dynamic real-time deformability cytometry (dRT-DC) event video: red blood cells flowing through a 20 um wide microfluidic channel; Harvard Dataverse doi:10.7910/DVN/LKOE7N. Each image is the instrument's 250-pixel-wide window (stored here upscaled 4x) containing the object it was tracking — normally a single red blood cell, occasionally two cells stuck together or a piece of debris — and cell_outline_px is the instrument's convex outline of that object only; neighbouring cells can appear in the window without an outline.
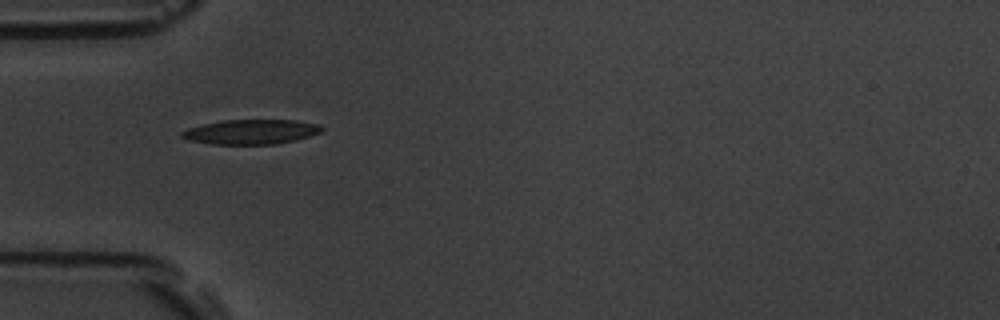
{"species": "common noctule bat (a hibernating species)", "species_latin": "Nyctalus noctula", "temperature_condition": "room temperature", "stored_images_in_passage": 39, "camera_frame_rate_fps": 3000, "um_per_image_px": 0.085, "animal": {"sex": "male", "body_mass_g": 19.5, "forearm_length_mm": 54.6}, "frame": {"image": 1, "passage_image": 1, "time_ms": 0.0, "image_size_px": [1000, 320], "cell_outline_px": [[324, 128], [320, 132], [308, 136], [276, 144], [212, 144], [188, 140], [180, 136], [180, 132], [188, 128], [204, 124], [224, 120], [296, 120], [320, 124]], "centroid_in_image_um": [21.32, 11.2], "position_along_channel_um": 63.7, "area_um2": 20.0}}
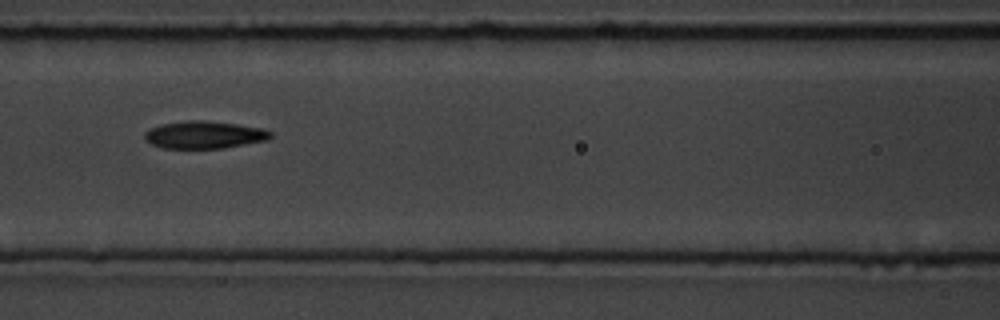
{"frame": {"image": 2, "passage_image": 8, "time_ms": 2.333, "image_size_px": [1000, 320], "cell_outline_px": [[272, 136], [268, 140], [224, 148], [164, 148], [152, 144], [144, 140], [144, 132], [152, 128], [164, 124], [188, 120], [204, 120], [236, 124], [264, 128], [272, 132]], "centroid_in_image_um": [17.39, 11.46], "position_along_channel_um": 149.2, "area_um2": 20.11}}
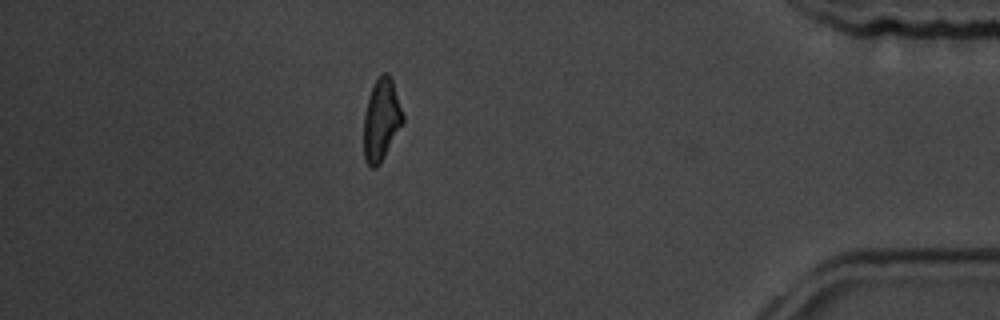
{"frame": {"image": 3, "passage_image": 32, "time_ms": 10.333, "image_size_px": [1000, 320], "cell_outline_px": [[404, 124], [380, 164], [376, 168], [372, 168], [364, 160], [364, 112], [368, 96], [376, 80], [384, 72], [388, 72], [392, 76], [404, 116]], "centroid_in_image_um": [32.43, 10.18], "position_along_channel_um": 402.8, "area_um2": 19.07}, "authors_computed_cell_mechanics": {"area_um2": 19.5364, "velocity_mm_per_s": 3.7176, "shape_relaxation_time_tau1_ms": 3.7176, "shape_relaxation_time_tau2_ms": 7.0801, "deformation_change_tau1": 0.1524, "deformation_change_tau2": 0.1523}}